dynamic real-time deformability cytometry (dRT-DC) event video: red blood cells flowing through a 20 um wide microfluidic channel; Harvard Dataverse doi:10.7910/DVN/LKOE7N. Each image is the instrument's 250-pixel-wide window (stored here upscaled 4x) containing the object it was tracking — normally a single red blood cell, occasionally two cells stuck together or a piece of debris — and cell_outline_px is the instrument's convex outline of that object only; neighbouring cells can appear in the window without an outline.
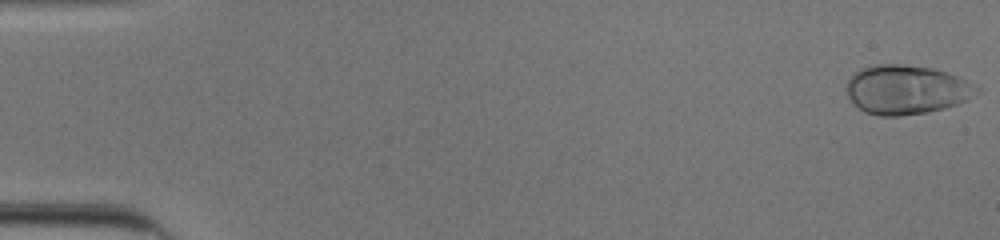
{"species": "human", "species_latin": "Homo sapiens", "temperature_condition": "cold", "stored_images_in_passage": 52, "camera_frame_rate_fps": 3000, "um_per_image_px": 0.085, "donor": {"sex": "male"}, "frame": {"image": 1, "passage_image": 1, "time_ms": 0.0, "image_size_px": [1000, 240], "cell_outline_px": [[968, 100], [944, 108], [928, 112], [900, 116], [880, 116], [864, 112], [848, 96], [848, 80], [860, 68], [880, 64], [900, 64], [932, 68], [948, 72], [964, 80]], "centroid_in_image_um": [76.89, 7.63], "position_along_channel_um": 8.1, "area_um2": 35.84}}
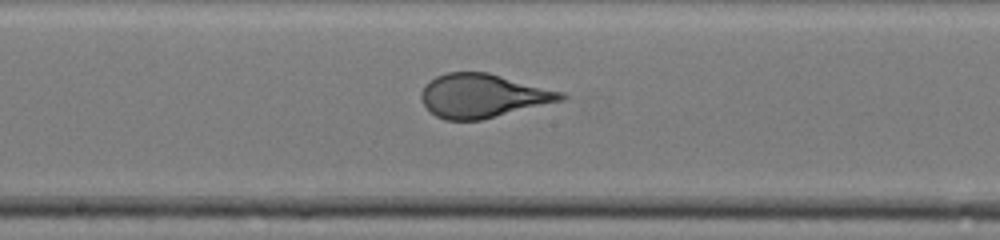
{"frame": {"image": 2, "passage_image": 29, "time_ms": 9.333, "image_size_px": [1000, 240], "cell_outline_px": [[568, 96], [564, 100], [480, 120], [444, 120], [436, 116], [424, 104], [420, 96], [420, 92], [436, 76], [448, 72], [488, 72], [564, 92]], "centroid_in_image_um": [41.07, 8.14], "position_along_channel_um": 207.1, "area_um2": 35.37}}
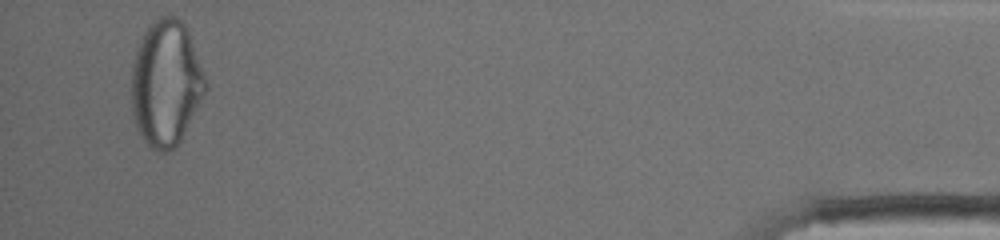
{"frame": {"image": 3, "passage_image": 51, "time_ms": 16.667, "image_size_px": [1000, 240], "cell_outline_px": [[208, 88], [180, 140], [168, 152], [160, 152], [152, 148], [144, 140], [136, 128], [132, 112], [132, 68], [136, 48], [148, 24], [160, 16], [176, 16], [188, 28]], "centroid_in_image_um": [14.1, 7.05], "position_along_channel_um": 421.1, "area_um2": 54.04}}